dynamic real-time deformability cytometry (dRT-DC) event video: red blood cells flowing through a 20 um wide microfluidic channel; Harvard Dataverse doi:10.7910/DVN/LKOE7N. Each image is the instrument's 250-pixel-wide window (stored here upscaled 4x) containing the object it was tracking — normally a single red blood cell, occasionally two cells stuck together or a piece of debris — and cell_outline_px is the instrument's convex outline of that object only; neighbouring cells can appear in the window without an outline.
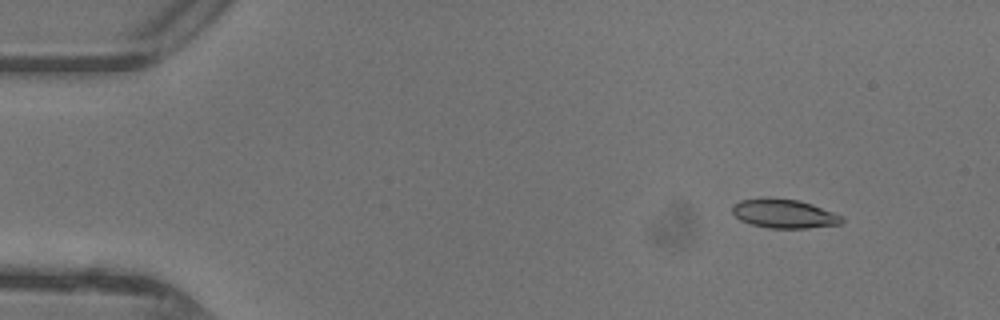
{"species": "common noctule bat (a hibernating species)", "species_latin": "Nyctalus noctula", "temperature_condition": "warm", "stored_images_in_passage": 43, "camera_frame_rate_fps": 3000, "um_per_image_px": 0.085, "animal": {"sex": "female"}, "frame": {"image": 1, "passage_image": 1, "time_ms": 0.0, "image_size_px": [1000, 320], "cell_outline_px": [[844, 220], [840, 224], [808, 228], [768, 228], [752, 224], [740, 220], [732, 212], [732, 204], [740, 200], [764, 196], [768, 196], [800, 200], [812, 204], [832, 212], [840, 216]], "centroid_in_image_um": [66.59, 18.13], "position_along_channel_um": 18.4, "area_um2": 18.73}}
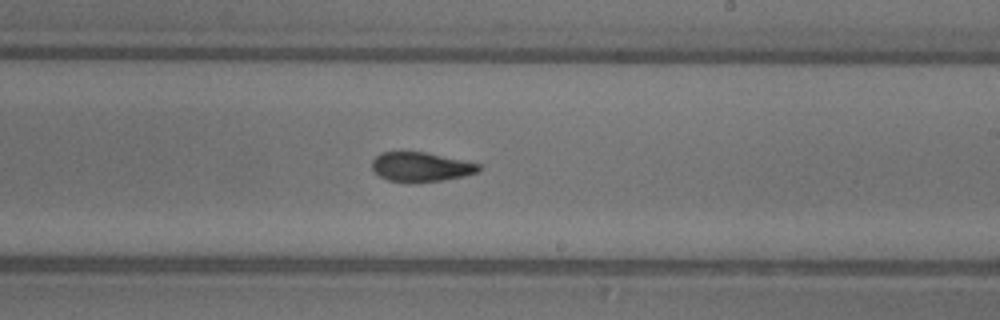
{"frame": {"image": 2, "passage_image": 24, "time_ms": 7.667, "image_size_px": [1000, 320], "cell_outline_px": [[480, 172], [464, 176], [444, 180], [388, 180], [380, 176], [372, 168], [372, 160], [380, 152], [424, 152], [480, 164]], "centroid_in_image_um": [35.79, 14.16], "position_along_channel_um": 253.2, "area_um2": 17.63}}
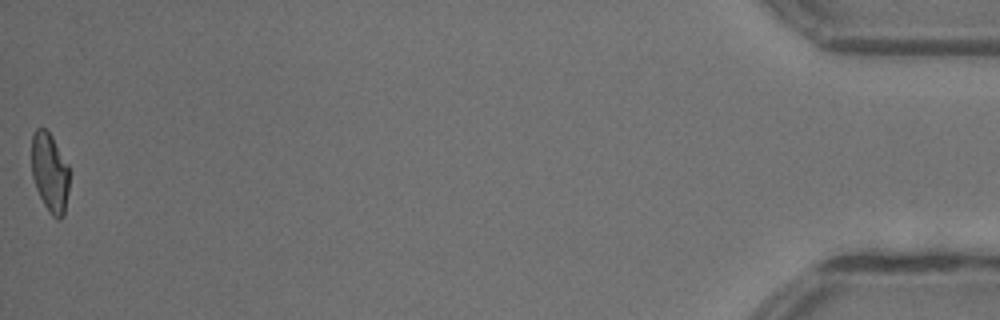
{"frame": {"image": 3, "passage_image": 43, "time_ms": 14.0, "image_size_px": [1000, 320], "cell_outline_px": [[72, 172], [64, 216], [60, 220], [56, 220], [52, 216], [44, 204], [36, 188], [32, 176], [32, 136], [36, 128], [44, 128], [52, 136], [68, 164]], "centroid_in_image_um": [4.28, 14.7], "position_along_channel_um": 430.9, "area_um2": 17.86}, "authors_computed_cell_mechanics": {"area_um2": 18.785, "velocity_mm_per_s": 4.4137, "shape_relaxation_time_tau1_ms": 6.2386, "shape_relaxation_time_tau2_ms": 2.209, "deformation_change_tau1": 0.2144, "deformation_change_tau2": 0.0869}}